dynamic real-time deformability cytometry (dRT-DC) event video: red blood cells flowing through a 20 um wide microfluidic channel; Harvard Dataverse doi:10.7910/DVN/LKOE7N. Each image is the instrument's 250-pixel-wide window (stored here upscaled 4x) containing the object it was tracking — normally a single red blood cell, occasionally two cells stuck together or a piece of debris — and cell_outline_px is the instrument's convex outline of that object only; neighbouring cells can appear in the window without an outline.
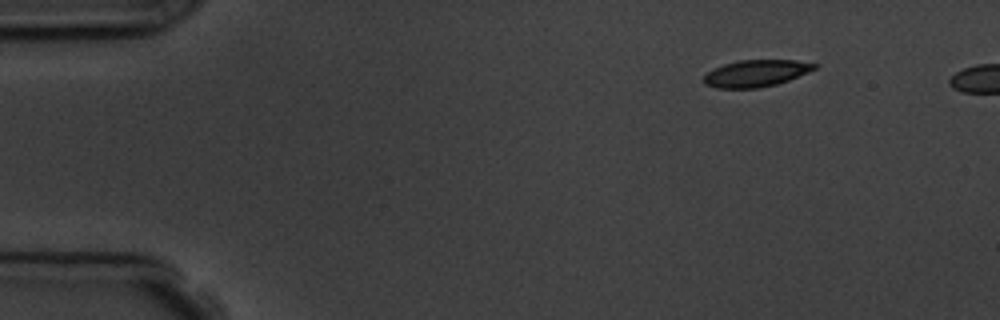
{"species": "common noctule bat (a hibernating species)", "species_latin": "Nyctalus noctula", "temperature_condition": "room temperature", "stored_images_in_passage": 5, "camera_frame_rate_fps": 3000, "um_per_image_px": 0.085, "animal": {"sex": "male", "body_mass_g": 19.5, "forearm_length_mm": 54.6}, "frame": {"image": 1, "passage_image": 1, "time_ms": 0.0, "image_size_px": [1000, 320], "cell_outline_px": [[820, 64], [816, 68], [808, 72], [788, 80], [776, 84], [756, 88], [716, 88], [704, 84], [704, 76], [712, 68], [724, 64], [740, 60], [796, 60]], "centroid_in_image_um": [64.26, 6.22], "position_along_channel_um": 20.7, "area_um2": 17.28}}